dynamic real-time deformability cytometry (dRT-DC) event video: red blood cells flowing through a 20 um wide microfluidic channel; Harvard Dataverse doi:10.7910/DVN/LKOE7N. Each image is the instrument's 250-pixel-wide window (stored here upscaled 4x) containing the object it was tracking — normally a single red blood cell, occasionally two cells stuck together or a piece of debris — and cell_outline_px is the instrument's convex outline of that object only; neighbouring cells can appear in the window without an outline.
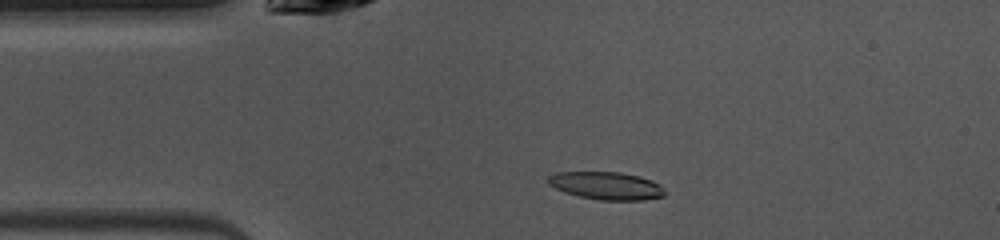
{"species": "common noctule bat (a hibernating species)", "species_latin": "Nyctalus noctula", "temperature_condition": "warm", "stored_images_in_passage": 48, "camera_frame_rate_fps": 3000, "um_per_image_px": 0.085, "animal": {"sex": "female", "body_mass_g": 10.0, "forearm_length_mm": 53.1}, "frame": {"image": 1, "passage_image": 9, "time_ms": 2.667, "image_size_px": [1000, 240], "cell_outline_px": [[664, 196], [644, 200], [600, 200], [580, 196], [564, 192], [548, 184], [548, 176], [556, 172], [620, 172], [640, 176], [652, 180], [660, 184], [664, 188]], "centroid_in_image_um": [51.56, 15.78], "position_along_channel_um": 33.4, "area_um2": 18.9}}
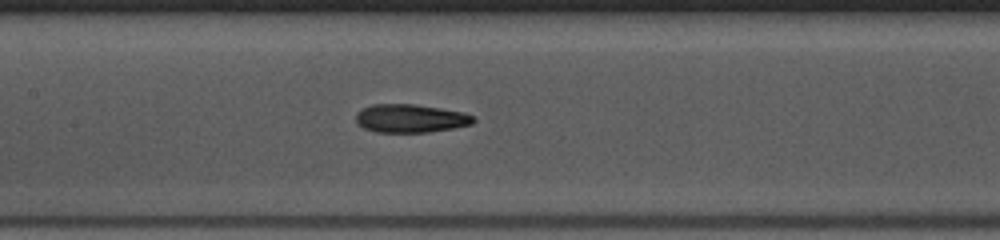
{"frame": {"image": 2, "passage_image": 21, "time_ms": 6.667, "image_size_px": [1000, 240], "cell_outline_px": [[476, 120], [472, 124], [452, 128], [428, 132], [376, 132], [364, 128], [356, 124], [356, 112], [372, 104], [412, 104], [440, 108], [464, 112], [472, 116]], "centroid_in_image_um": [34.87, 10.06], "position_along_channel_um": 172.5, "area_um2": 19.36}}
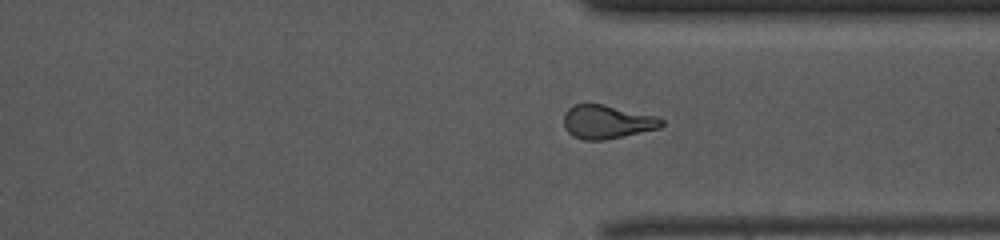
{"frame": {"image": 3, "passage_image": 35, "time_ms": 11.333, "image_size_px": [1000, 240], "cell_outline_px": [[664, 124], [660, 128], [604, 140], [584, 140], [572, 136], [564, 128], [564, 112], [572, 104], [604, 104], [656, 116], [664, 120]], "centroid_in_image_um": [51.57, 10.35], "position_along_channel_um": 359.8, "area_um2": 19.25}, "authors_computed_cell_mechanics": {"area_um2": 19.3341, "velocity_mm_per_s": 4.0211, "shape_relaxation_time_tau1_ms": 6.9818, "shape_relaxation_time_tau2_ms": 3.1338, "deformation_change_tau1": 0.1772, "deformation_change_tau2": 0.1128}}